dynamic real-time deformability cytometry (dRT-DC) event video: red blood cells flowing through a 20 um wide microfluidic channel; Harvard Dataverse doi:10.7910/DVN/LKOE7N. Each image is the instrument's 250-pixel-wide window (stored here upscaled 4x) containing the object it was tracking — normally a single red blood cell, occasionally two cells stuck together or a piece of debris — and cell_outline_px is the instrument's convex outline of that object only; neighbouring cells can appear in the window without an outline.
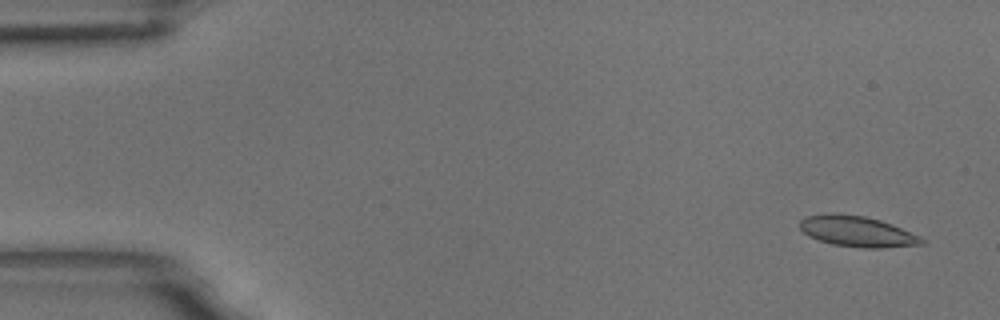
{"species": "common noctule bat (a hibernating species)", "species_latin": "Nyctalus noctula", "temperature_condition": "room temperature", "stored_images_in_passage": 57, "camera_frame_rate_fps": 3000, "um_per_image_px": 0.085, "animal": {"sex": "male", "body_mass_g": 18.8}, "frame": {"image": 1, "passage_image": 3, "time_ms": 0.667, "image_size_px": [1000, 320], "cell_outline_px": [[928, 240], [924, 244], [884, 248], [860, 248], [832, 244], [808, 236], [800, 228], [800, 220], [804, 216], [828, 212], [836, 212], [864, 216], [880, 220], [892, 224], [920, 236]], "centroid_in_image_um": [72.86, 19.66], "position_along_channel_um": 12.1, "area_um2": 22.2}}
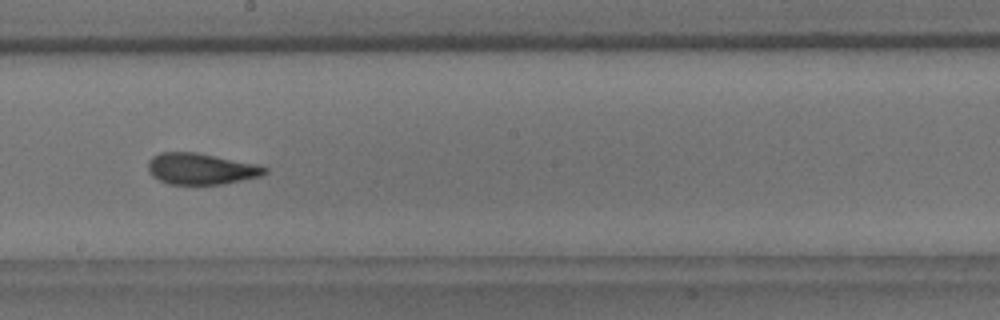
{"frame": {"image": 2, "passage_image": 32, "time_ms": 10.333, "image_size_px": [1000, 320], "cell_outline_px": [[268, 172], [260, 176], [220, 184], [168, 184], [152, 176], [148, 172], [148, 160], [152, 156], [160, 152], [196, 152], [260, 164], [268, 168]], "centroid_in_image_um": [17.08, 14.33], "position_along_channel_um": 231.1, "area_um2": 21.39}}
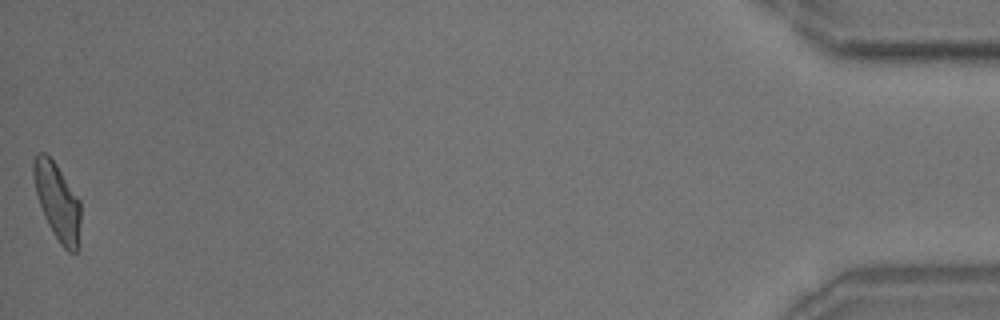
{"frame": {"image": 3, "passage_image": 57, "time_ms": 18.667, "image_size_px": [1000, 320], "cell_outline_px": [[80, 220], [76, 252], [68, 252], [60, 244], [52, 232], [44, 216], [36, 192], [32, 176], [32, 160], [36, 152], [44, 152], [56, 164], [80, 200]], "centroid_in_image_um": [4.84, 17.08], "position_along_channel_um": 430.4, "area_um2": 20.98}, "authors_computed_cell_mechanics": {"area_um2": 21.386, "velocity_mm_per_s": 3.5357, "shape_relaxation_time_tau1_ms": 5.2571, "shape_relaxation_time_tau2_ms": 1.5194, "deformation_change_tau1": 0.1549, "deformation_change_tau2": 0.0806}}